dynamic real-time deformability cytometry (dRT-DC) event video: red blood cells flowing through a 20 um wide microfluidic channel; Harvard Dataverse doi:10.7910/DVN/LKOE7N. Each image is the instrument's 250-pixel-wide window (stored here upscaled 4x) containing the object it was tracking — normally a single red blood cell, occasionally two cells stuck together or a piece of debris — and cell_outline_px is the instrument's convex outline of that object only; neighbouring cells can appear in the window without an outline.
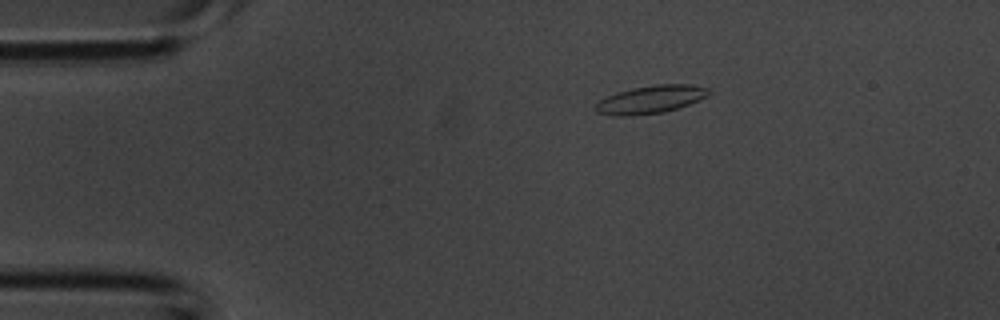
{"species": "common noctule bat (a hibernating species)", "species_latin": "Nyctalus noctula", "temperature_condition": "room temperature", "stored_images_in_passage": 5, "camera_frame_rate_fps": 3000, "um_per_image_px": 0.085, "animal": {"sex": "male", "body_mass_g": 20.1, "forearm_length_mm": 53.5}, "frame": {"image": 1, "passage_image": 5, "time_ms": 1.333, "image_size_px": [1000, 320], "cell_outline_px": [[712, 92], [708, 96], [688, 104], [664, 112], [624, 116], [612, 116], [596, 112], [596, 104], [600, 100], [616, 92], [632, 88], [656, 84], [688, 84], [708, 88]], "centroid_in_image_um": [55.3, 8.45], "position_along_channel_um": 29.7, "area_um2": 18.26}}